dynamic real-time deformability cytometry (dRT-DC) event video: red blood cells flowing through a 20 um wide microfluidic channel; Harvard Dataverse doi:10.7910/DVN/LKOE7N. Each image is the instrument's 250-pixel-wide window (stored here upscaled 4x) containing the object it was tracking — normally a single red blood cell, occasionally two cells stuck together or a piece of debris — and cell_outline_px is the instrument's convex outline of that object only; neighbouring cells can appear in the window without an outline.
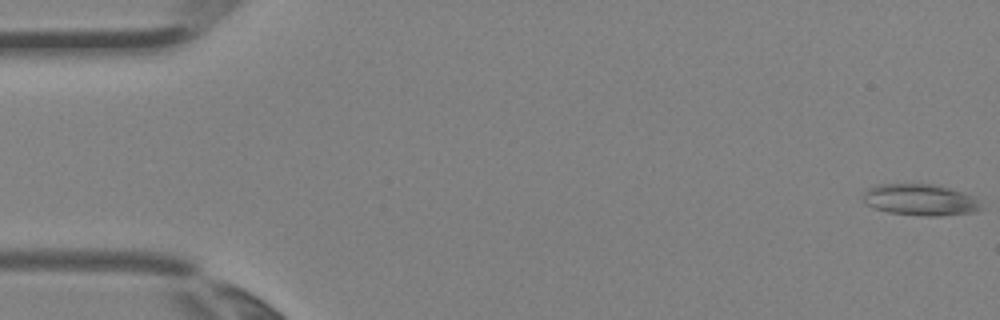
{"species": "Egyptian fruit bat (a non-hibernating species)", "species_latin": "Rousettus aegyptiacus", "temperature_condition": "room temperature", "stored_images_in_passage": 4, "camera_frame_rate_fps": 3000, "um_per_image_px": 0.085, "animal": {"sex": "female"}, "frame": {"image": 1, "passage_image": 1, "time_ms": 0.0, "image_size_px": [1000, 320], "cell_outline_px": [[984, 208], [976, 212], [940, 216], [924, 216], [888, 212], [876, 208], [868, 204], [864, 200], [864, 192], [868, 188], [876, 184], [936, 184], [964, 192], [972, 196]], "centroid_in_image_um": [78.26, 16.98], "position_along_channel_um": 6.7, "area_um2": 21.62}}
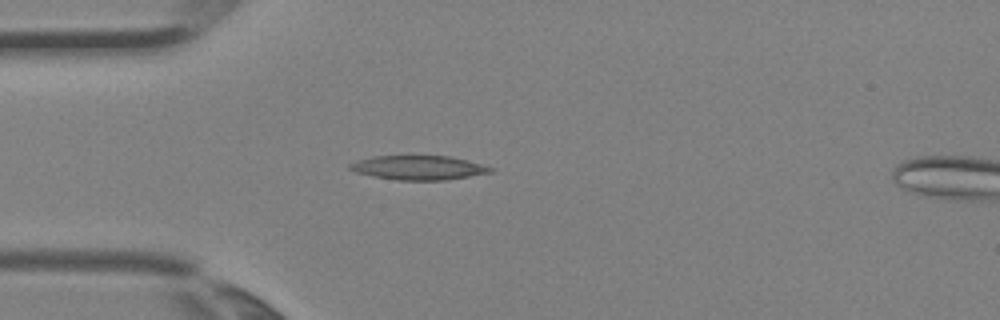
{"frame": {"image": 2, "passage_image": 3, "time_ms": 0.667, "image_size_px": [1000, 320], "cell_outline_px": [[496, 168], [492, 172], [444, 180], [396, 180], [372, 176], [356, 172], [348, 168], [348, 164], [372, 156], [448, 156], [468, 160]], "centroid_in_image_um": [35.59, 14.25], "position_along_channel_um": 49.4, "area_um2": 19.77}}